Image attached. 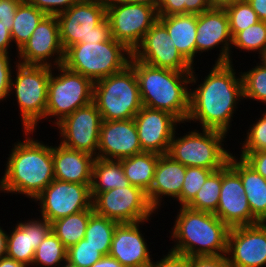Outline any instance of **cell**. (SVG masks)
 I'll return each mask as SVG.
<instances>
[{"instance_id":"cell-1","label":"cell","mask_w":266,"mask_h":267,"mask_svg":"<svg viewBox=\"0 0 266 267\" xmlns=\"http://www.w3.org/2000/svg\"><path fill=\"white\" fill-rule=\"evenodd\" d=\"M233 65L231 62L215 63L209 69L208 75L204 78L201 76V81L198 80L199 75L193 66L189 86L197 85V82L200 84L196 88H190L186 123L191 124L192 121L200 129L217 130L227 135L230 133L233 115L244 101L241 73L236 72Z\"/></svg>"},{"instance_id":"cell-2","label":"cell","mask_w":266,"mask_h":267,"mask_svg":"<svg viewBox=\"0 0 266 267\" xmlns=\"http://www.w3.org/2000/svg\"><path fill=\"white\" fill-rule=\"evenodd\" d=\"M22 132L23 141L18 139L9 151L0 193L20 194L32 202L54 180L52 145L34 138V130Z\"/></svg>"},{"instance_id":"cell-3","label":"cell","mask_w":266,"mask_h":267,"mask_svg":"<svg viewBox=\"0 0 266 267\" xmlns=\"http://www.w3.org/2000/svg\"><path fill=\"white\" fill-rule=\"evenodd\" d=\"M143 106L163 110L186 125L189 114L190 78L192 71L157 68L131 57Z\"/></svg>"},{"instance_id":"cell-4","label":"cell","mask_w":266,"mask_h":267,"mask_svg":"<svg viewBox=\"0 0 266 267\" xmlns=\"http://www.w3.org/2000/svg\"><path fill=\"white\" fill-rule=\"evenodd\" d=\"M169 235L174 245L169 249L187 257L217 256L227 252L230 228L215 214L188 207L177 209Z\"/></svg>"},{"instance_id":"cell-5","label":"cell","mask_w":266,"mask_h":267,"mask_svg":"<svg viewBox=\"0 0 266 267\" xmlns=\"http://www.w3.org/2000/svg\"><path fill=\"white\" fill-rule=\"evenodd\" d=\"M132 52L111 37L102 43H76L64 51L62 65L80 73L93 83L123 71L130 63Z\"/></svg>"},{"instance_id":"cell-6","label":"cell","mask_w":266,"mask_h":267,"mask_svg":"<svg viewBox=\"0 0 266 267\" xmlns=\"http://www.w3.org/2000/svg\"><path fill=\"white\" fill-rule=\"evenodd\" d=\"M15 60L9 95L15 94L22 129L36 132L39 123L45 120L51 67L24 65Z\"/></svg>"},{"instance_id":"cell-7","label":"cell","mask_w":266,"mask_h":267,"mask_svg":"<svg viewBox=\"0 0 266 267\" xmlns=\"http://www.w3.org/2000/svg\"><path fill=\"white\" fill-rule=\"evenodd\" d=\"M93 102L102 120L133 119L143 107L134 69L128 65L123 71L94 82Z\"/></svg>"},{"instance_id":"cell-8","label":"cell","mask_w":266,"mask_h":267,"mask_svg":"<svg viewBox=\"0 0 266 267\" xmlns=\"http://www.w3.org/2000/svg\"><path fill=\"white\" fill-rule=\"evenodd\" d=\"M199 131L200 129L197 128L193 130L189 128V131L181 136L175 132L167 155L185 167L222 169L228 163L232 154L224 146V143L228 141L225 140L228 135L211 129H201Z\"/></svg>"},{"instance_id":"cell-9","label":"cell","mask_w":266,"mask_h":267,"mask_svg":"<svg viewBox=\"0 0 266 267\" xmlns=\"http://www.w3.org/2000/svg\"><path fill=\"white\" fill-rule=\"evenodd\" d=\"M56 16L64 51L76 43H102L111 38L106 0H79Z\"/></svg>"},{"instance_id":"cell-10","label":"cell","mask_w":266,"mask_h":267,"mask_svg":"<svg viewBox=\"0 0 266 267\" xmlns=\"http://www.w3.org/2000/svg\"><path fill=\"white\" fill-rule=\"evenodd\" d=\"M93 84L89 78L62 64L51 67L45 120L50 118L49 122L56 126L76 109L91 103Z\"/></svg>"},{"instance_id":"cell-11","label":"cell","mask_w":266,"mask_h":267,"mask_svg":"<svg viewBox=\"0 0 266 267\" xmlns=\"http://www.w3.org/2000/svg\"><path fill=\"white\" fill-rule=\"evenodd\" d=\"M106 18L110 25L111 37L133 52L158 20V10L141 4L106 1Z\"/></svg>"},{"instance_id":"cell-12","label":"cell","mask_w":266,"mask_h":267,"mask_svg":"<svg viewBox=\"0 0 266 267\" xmlns=\"http://www.w3.org/2000/svg\"><path fill=\"white\" fill-rule=\"evenodd\" d=\"M92 206L96 214L118 223L152 220L157 213L149 203L147 193L132 185L97 193L92 198Z\"/></svg>"},{"instance_id":"cell-13","label":"cell","mask_w":266,"mask_h":267,"mask_svg":"<svg viewBox=\"0 0 266 267\" xmlns=\"http://www.w3.org/2000/svg\"><path fill=\"white\" fill-rule=\"evenodd\" d=\"M91 184L54 179L34 200L41 218L49 223L92 207Z\"/></svg>"},{"instance_id":"cell-14","label":"cell","mask_w":266,"mask_h":267,"mask_svg":"<svg viewBox=\"0 0 266 267\" xmlns=\"http://www.w3.org/2000/svg\"><path fill=\"white\" fill-rule=\"evenodd\" d=\"M101 122V114L92 101L76 109L55 126L61 138L59 143L97 157Z\"/></svg>"},{"instance_id":"cell-15","label":"cell","mask_w":266,"mask_h":267,"mask_svg":"<svg viewBox=\"0 0 266 267\" xmlns=\"http://www.w3.org/2000/svg\"><path fill=\"white\" fill-rule=\"evenodd\" d=\"M16 57L18 63L24 65L57 67L63 63L64 50L60 42L59 22L56 15H47L37 25Z\"/></svg>"},{"instance_id":"cell-16","label":"cell","mask_w":266,"mask_h":267,"mask_svg":"<svg viewBox=\"0 0 266 267\" xmlns=\"http://www.w3.org/2000/svg\"><path fill=\"white\" fill-rule=\"evenodd\" d=\"M132 56L145 64L175 71H192L193 66L177 50L166 27L157 20L144 35Z\"/></svg>"},{"instance_id":"cell-17","label":"cell","mask_w":266,"mask_h":267,"mask_svg":"<svg viewBox=\"0 0 266 267\" xmlns=\"http://www.w3.org/2000/svg\"><path fill=\"white\" fill-rule=\"evenodd\" d=\"M226 256L232 267L266 266V223L231 228Z\"/></svg>"},{"instance_id":"cell-18","label":"cell","mask_w":266,"mask_h":267,"mask_svg":"<svg viewBox=\"0 0 266 267\" xmlns=\"http://www.w3.org/2000/svg\"><path fill=\"white\" fill-rule=\"evenodd\" d=\"M142 151L168 153L170 142L181 121L171 113L143 106L133 118Z\"/></svg>"},{"instance_id":"cell-19","label":"cell","mask_w":266,"mask_h":267,"mask_svg":"<svg viewBox=\"0 0 266 267\" xmlns=\"http://www.w3.org/2000/svg\"><path fill=\"white\" fill-rule=\"evenodd\" d=\"M196 56L220 49L215 63H233L232 36L225 9L211 8L197 15ZM198 54V55H197Z\"/></svg>"},{"instance_id":"cell-20","label":"cell","mask_w":266,"mask_h":267,"mask_svg":"<svg viewBox=\"0 0 266 267\" xmlns=\"http://www.w3.org/2000/svg\"><path fill=\"white\" fill-rule=\"evenodd\" d=\"M230 229L260 223L251 213L239 174L227 163L222 168V186L214 213Z\"/></svg>"},{"instance_id":"cell-21","label":"cell","mask_w":266,"mask_h":267,"mask_svg":"<svg viewBox=\"0 0 266 267\" xmlns=\"http://www.w3.org/2000/svg\"><path fill=\"white\" fill-rule=\"evenodd\" d=\"M149 221L151 220L119 223L114 231L109 256L115 258L124 267H149L153 255L146 242L147 239L144 238L145 233H141L142 226Z\"/></svg>"},{"instance_id":"cell-22","label":"cell","mask_w":266,"mask_h":267,"mask_svg":"<svg viewBox=\"0 0 266 267\" xmlns=\"http://www.w3.org/2000/svg\"><path fill=\"white\" fill-rule=\"evenodd\" d=\"M141 152L143 151L134 119L102 120L97 152L98 158L121 160Z\"/></svg>"},{"instance_id":"cell-23","label":"cell","mask_w":266,"mask_h":267,"mask_svg":"<svg viewBox=\"0 0 266 267\" xmlns=\"http://www.w3.org/2000/svg\"><path fill=\"white\" fill-rule=\"evenodd\" d=\"M20 220L7 233L6 256L31 267L35 250L51 232V223L40 217Z\"/></svg>"},{"instance_id":"cell-24","label":"cell","mask_w":266,"mask_h":267,"mask_svg":"<svg viewBox=\"0 0 266 267\" xmlns=\"http://www.w3.org/2000/svg\"><path fill=\"white\" fill-rule=\"evenodd\" d=\"M185 174L186 167L183 164L174 161L167 154L159 156L153 184L147 193L149 203L157 214L165 203V197L176 201L181 196Z\"/></svg>"},{"instance_id":"cell-25","label":"cell","mask_w":266,"mask_h":267,"mask_svg":"<svg viewBox=\"0 0 266 267\" xmlns=\"http://www.w3.org/2000/svg\"><path fill=\"white\" fill-rule=\"evenodd\" d=\"M54 179L80 184H91L95 156L84 151L65 147L61 143L52 146Z\"/></svg>"},{"instance_id":"cell-26","label":"cell","mask_w":266,"mask_h":267,"mask_svg":"<svg viewBox=\"0 0 266 267\" xmlns=\"http://www.w3.org/2000/svg\"><path fill=\"white\" fill-rule=\"evenodd\" d=\"M230 155L228 164L239 174L252 215L266 223V179L241 157Z\"/></svg>"},{"instance_id":"cell-27","label":"cell","mask_w":266,"mask_h":267,"mask_svg":"<svg viewBox=\"0 0 266 267\" xmlns=\"http://www.w3.org/2000/svg\"><path fill=\"white\" fill-rule=\"evenodd\" d=\"M158 20L166 27L177 50L192 66H195L197 14L158 16Z\"/></svg>"},{"instance_id":"cell-28","label":"cell","mask_w":266,"mask_h":267,"mask_svg":"<svg viewBox=\"0 0 266 267\" xmlns=\"http://www.w3.org/2000/svg\"><path fill=\"white\" fill-rule=\"evenodd\" d=\"M125 177L121 160L95 157L92 167L91 197L114 188L130 186Z\"/></svg>"},{"instance_id":"cell-29","label":"cell","mask_w":266,"mask_h":267,"mask_svg":"<svg viewBox=\"0 0 266 267\" xmlns=\"http://www.w3.org/2000/svg\"><path fill=\"white\" fill-rule=\"evenodd\" d=\"M159 156L157 153L143 151L131 157L121 159L125 177L132 186L148 193L153 184Z\"/></svg>"},{"instance_id":"cell-30","label":"cell","mask_w":266,"mask_h":267,"mask_svg":"<svg viewBox=\"0 0 266 267\" xmlns=\"http://www.w3.org/2000/svg\"><path fill=\"white\" fill-rule=\"evenodd\" d=\"M47 16L46 13L28 2H21L16 10L11 29L12 43L16 53L29 40L37 25ZM15 43V44H14Z\"/></svg>"},{"instance_id":"cell-31","label":"cell","mask_w":266,"mask_h":267,"mask_svg":"<svg viewBox=\"0 0 266 267\" xmlns=\"http://www.w3.org/2000/svg\"><path fill=\"white\" fill-rule=\"evenodd\" d=\"M94 213L93 206L79 213L68 215L51 222V231L69 249L85 237L89 217Z\"/></svg>"},{"instance_id":"cell-32","label":"cell","mask_w":266,"mask_h":267,"mask_svg":"<svg viewBox=\"0 0 266 267\" xmlns=\"http://www.w3.org/2000/svg\"><path fill=\"white\" fill-rule=\"evenodd\" d=\"M118 224L117 221L94 212L89 217L84 239L104 256H107L109 255L114 231Z\"/></svg>"},{"instance_id":"cell-33","label":"cell","mask_w":266,"mask_h":267,"mask_svg":"<svg viewBox=\"0 0 266 267\" xmlns=\"http://www.w3.org/2000/svg\"><path fill=\"white\" fill-rule=\"evenodd\" d=\"M222 186V169L214 171L186 206L196 211L215 213L218 207Z\"/></svg>"},{"instance_id":"cell-34","label":"cell","mask_w":266,"mask_h":267,"mask_svg":"<svg viewBox=\"0 0 266 267\" xmlns=\"http://www.w3.org/2000/svg\"><path fill=\"white\" fill-rule=\"evenodd\" d=\"M67 249L51 231L35 250L31 267H60L66 262Z\"/></svg>"},{"instance_id":"cell-35","label":"cell","mask_w":266,"mask_h":267,"mask_svg":"<svg viewBox=\"0 0 266 267\" xmlns=\"http://www.w3.org/2000/svg\"><path fill=\"white\" fill-rule=\"evenodd\" d=\"M231 48L239 49L246 53H256L258 57L266 48V21H259L256 24L238 32L232 38Z\"/></svg>"},{"instance_id":"cell-36","label":"cell","mask_w":266,"mask_h":267,"mask_svg":"<svg viewBox=\"0 0 266 267\" xmlns=\"http://www.w3.org/2000/svg\"><path fill=\"white\" fill-rule=\"evenodd\" d=\"M243 82V98L266 105V66L260 61L247 71H240ZM265 103V104H264Z\"/></svg>"},{"instance_id":"cell-37","label":"cell","mask_w":266,"mask_h":267,"mask_svg":"<svg viewBox=\"0 0 266 267\" xmlns=\"http://www.w3.org/2000/svg\"><path fill=\"white\" fill-rule=\"evenodd\" d=\"M224 9L228 16L232 38L238 32L260 21L257 13L252 9L251 5L246 0L229 5Z\"/></svg>"},{"instance_id":"cell-38","label":"cell","mask_w":266,"mask_h":267,"mask_svg":"<svg viewBox=\"0 0 266 267\" xmlns=\"http://www.w3.org/2000/svg\"><path fill=\"white\" fill-rule=\"evenodd\" d=\"M217 170L202 167H186V174L182 184L181 196L176 200L179 207H186L205 183L206 179Z\"/></svg>"},{"instance_id":"cell-39","label":"cell","mask_w":266,"mask_h":267,"mask_svg":"<svg viewBox=\"0 0 266 267\" xmlns=\"http://www.w3.org/2000/svg\"><path fill=\"white\" fill-rule=\"evenodd\" d=\"M212 7L209 0H161L158 16L201 14Z\"/></svg>"},{"instance_id":"cell-40","label":"cell","mask_w":266,"mask_h":267,"mask_svg":"<svg viewBox=\"0 0 266 267\" xmlns=\"http://www.w3.org/2000/svg\"><path fill=\"white\" fill-rule=\"evenodd\" d=\"M264 112H261L262 116L256 118V122L252 121L249 125V129L246 131V138L240 143L239 153H249L256 151L266 150V109ZM242 144V145H241ZM242 146V147H241Z\"/></svg>"},{"instance_id":"cell-41","label":"cell","mask_w":266,"mask_h":267,"mask_svg":"<svg viewBox=\"0 0 266 267\" xmlns=\"http://www.w3.org/2000/svg\"><path fill=\"white\" fill-rule=\"evenodd\" d=\"M104 255L85 239L67 249L66 261L77 267H91Z\"/></svg>"},{"instance_id":"cell-42","label":"cell","mask_w":266,"mask_h":267,"mask_svg":"<svg viewBox=\"0 0 266 267\" xmlns=\"http://www.w3.org/2000/svg\"><path fill=\"white\" fill-rule=\"evenodd\" d=\"M10 54V55H9ZM11 53H0V102L8 99L12 73L15 66H12Z\"/></svg>"},{"instance_id":"cell-43","label":"cell","mask_w":266,"mask_h":267,"mask_svg":"<svg viewBox=\"0 0 266 267\" xmlns=\"http://www.w3.org/2000/svg\"><path fill=\"white\" fill-rule=\"evenodd\" d=\"M78 1L79 0H28L27 2L47 15H57L68 10Z\"/></svg>"},{"instance_id":"cell-44","label":"cell","mask_w":266,"mask_h":267,"mask_svg":"<svg viewBox=\"0 0 266 267\" xmlns=\"http://www.w3.org/2000/svg\"><path fill=\"white\" fill-rule=\"evenodd\" d=\"M189 267H232L226 254L217 256L188 257Z\"/></svg>"},{"instance_id":"cell-45","label":"cell","mask_w":266,"mask_h":267,"mask_svg":"<svg viewBox=\"0 0 266 267\" xmlns=\"http://www.w3.org/2000/svg\"><path fill=\"white\" fill-rule=\"evenodd\" d=\"M160 260H153L149 267H189L188 257L168 249L166 255L162 254Z\"/></svg>"},{"instance_id":"cell-46","label":"cell","mask_w":266,"mask_h":267,"mask_svg":"<svg viewBox=\"0 0 266 267\" xmlns=\"http://www.w3.org/2000/svg\"><path fill=\"white\" fill-rule=\"evenodd\" d=\"M239 156L266 179V150L240 153Z\"/></svg>"},{"instance_id":"cell-47","label":"cell","mask_w":266,"mask_h":267,"mask_svg":"<svg viewBox=\"0 0 266 267\" xmlns=\"http://www.w3.org/2000/svg\"><path fill=\"white\" fill-rule=\"evenodd\" d=\"M20 3L18 0H0V21L3 24H13Z\"/></svg>"},{"instance_id":"cell-48","label":"cell","mask_w":266,"mask_h":267,"mask_svg":"<svg viewBox=\"0 0 266 267\" xmlns=\"http://www.w3.org/2000/svg\"><path fill=\"white\" fill-rule=\"evenodd\" d=\"M12 25L13 24H3L2 21H0V53H10L11 48L14 49L10 32Z\"/></svg>"},{"instance_id":"cell-49","label":"cell","mask_w":266,"mask_h":267,"mask_svg":"<svg viewBox=\"0 0 266 267\" xmlns=\"http://www.w3.org/2000/svg\"><path fill=\"white\" fill-rule=\"evenodd\" d=\"M257 13L259 20L266 21V0H246Z\"/></svg>"},{"instance_id":"cell-50","label":"cell","mask_w":266,"mask_h":267,"mask_svg":"<svg viewBox=\"0 0 266 267\" xmlns=\"http://www.w3.org/2000/svg\"><path fill=\"white\" fill-rule=\"evenodd\" d=\"M91 267H124L115 258L107 255L103 256L100 260L94 263Z\"/></svg>"},{"instance_id":"cell-51","label":"cell","mask_w":266,"mask_h":267,"mask_svg":"<svg viewBox=\"0 0 266 267\" xmlns=\"http://www.w3.org/2000/svg\"><path fill=\"white\" fill-rule=\"evenodd\" d=\"M7 231L0 226V259L7 254Z\"/></svg>"},{"instance_id":"cell-52","label":"cell","mask_w":266,"mask_h":267,"mask_svg":"<svg viewBox=\"0 0 266 267\" xmlns=\"http://www.w3.org/2000/svg\"><path fill=\"white\" fill-rule=\"evenodd\" d=\"M245 0H209L212 8L224 9L229 5L236 4Z\"/></svg>"},{"instance_id":"cell-53","label":"cell","mask_w":266,"mask_h":267,"mask_svg":"<svg viewBox=\"0 0 266 267\" xmlns=\"http://www.w3.org/2000/svg\"><path fill=\"white\" fill-rule=\"evenodd\" d=\"M106 1H121L127 3L141 4L155 7L158 10L159 2L157 0H106Z\"/></svg>"},{"instance_id":"cell-54","label":"cell","mask_w":266,"mask_h":267,"mask_svg":"<svg viewBox=\"0 0 266 267\" xmlns=\"http://www.w3.org/2000/svg\"><path fill=\"white\" fill-rule=\"evenodd\" d=\"M0 267H27L25 264L18 262L7 256L0 259Z\"/></svg>"},{"instance_id":"cell-55","label":"cell","mask_w":266,"mask_h":267,"mask_svg":"<svg viewBox=\"0 0 266 267\" xmlns=\"http://www.w3.org/2000/svg\"><path fill=\"white\" fill-rule=\"evenodd\" d=\"M260 62L266 66V48L264 49L263 53L258 57Z\"/></svg>"},{"instance_id":"cell-56","label":"cell","mask_w":266,"mask_h":267,"mask_svg":"<svg viewBox=\"0 0 266 267\" xmlns=\"http://www.w3.org/2000/svg\"><path fill=\"white\" fill-rule=\"evenodd\" d=\"M60 267H77V266H74V265H71L70 263H68L67 261L62 264Z\"/></svg>"},{"instance_id":"cell-57","label":"cell","mask_w":266,"mask_h":267,"mask_svg":"<svg viewBox=\"0 0 266 267\" xmlns=\"http://www.w3.org/2000/svg\"><path fill=\"white\" fill-rule=\"evenodd\" d=\"M18 1H20V2H27L28 0H18Z\"/></svg>"}]
</instances>
